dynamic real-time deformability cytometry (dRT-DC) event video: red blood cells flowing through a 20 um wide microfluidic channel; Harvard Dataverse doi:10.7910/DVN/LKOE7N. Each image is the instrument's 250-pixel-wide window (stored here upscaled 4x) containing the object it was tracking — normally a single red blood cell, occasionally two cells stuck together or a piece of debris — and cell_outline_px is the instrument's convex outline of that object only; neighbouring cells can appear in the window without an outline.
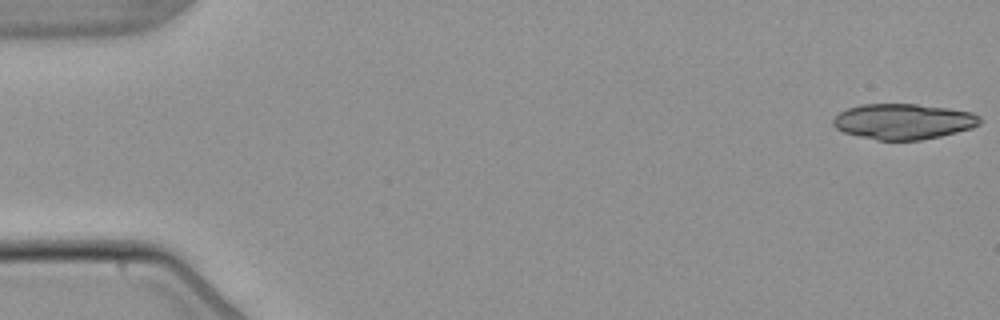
{"species": "common noctule bat (a hibernating species)", "species_latin": "Nyctalus noctula", "temperature_condition": "warm", "stored_images_in_passage": 5, "segment_of_instrument_passage": [2, 2], "camera_frame_rate_fps": 3000, "um_per_image_px": 0.085, "animal": {"sex": "male", "body_mass_g": 21.5, "forearm_length_mm": 52.0}, "frame": {"image": 1, "passage_image": 5, "time_ms": 6.0, "image_size_px": [1000, 320], "cell_outline_px": [[984, 120], [980, 124], [972, 128], [940, 136], [920, 140], [876, 140], [844, 132], [836, 128], [832, 124], [832, 120], [840, 112], [848, 108], [860, 104], [916, 104], [948, 108], [972, 112], [980, 116]], "centroid_in_image_um": [76.81, 10.32], "position_along_channel_um": 8.2, "area_um2": 30.46}}